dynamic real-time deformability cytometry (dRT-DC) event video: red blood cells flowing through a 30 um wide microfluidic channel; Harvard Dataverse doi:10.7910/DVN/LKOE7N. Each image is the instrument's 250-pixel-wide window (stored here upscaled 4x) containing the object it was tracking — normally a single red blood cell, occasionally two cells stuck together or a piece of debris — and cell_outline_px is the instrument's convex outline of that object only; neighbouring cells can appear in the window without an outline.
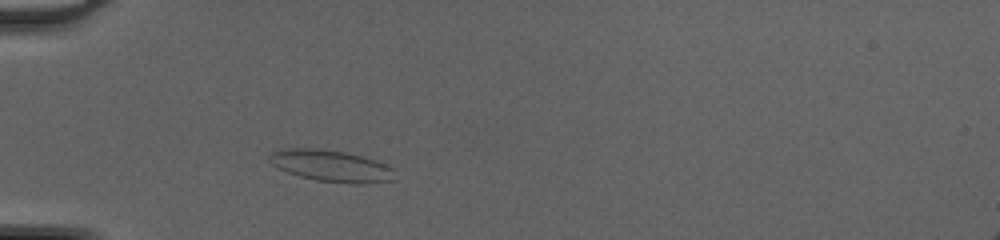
{"species": "common noctule bat (a hibernating species)", "species_latin": "Nyctalus noctula", "temperature_condition": "cold", "stored_images_in_passage": 40, "camera_frame_rate_fps": 3000, "um_per_image_px": 0.085, "animal": {"sex": "female", "body_mass_g": 20.0, "forearm_length_mm": 54.0}, "frame": {"image": 1, "passage_image": 7, "time_ms": 2.0, "image_size_px": [1000, 240], "cell_outline_px": [[396, 180], [364, 184], [352, 184], [316, 180], [300, 176], [276, 168], [268, 160], [268, 156], [272, 152], [280, 148], [320, 148], [344, 152], [376, 160], [396, 168]], "centroid_in_image_um": [28.19, 14.1], "position_along_channel_um": 56.8, "area_um2": 23.58}}
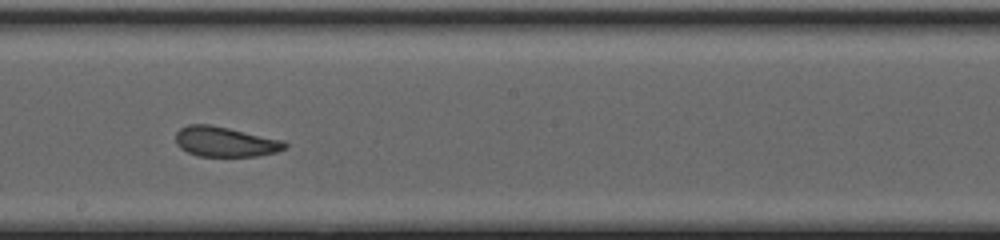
{"frame": {"image": 2, "passage_image": 20, "time_ms": 6.333, "image_size_px": [1000, 240], "cell_outline_px": [[288, 148], [276, 152], [256, 156], [196, 156], [180, 148], [176, 144], [176, 132], [180, 128], [188, 124], [208, 124], [228, 128], [284, 140], [288, 144]], "centroid_in_image_um": [19.15, 12.05], "position_along_channel_um": 229.1, "area_um2": 19.19}}
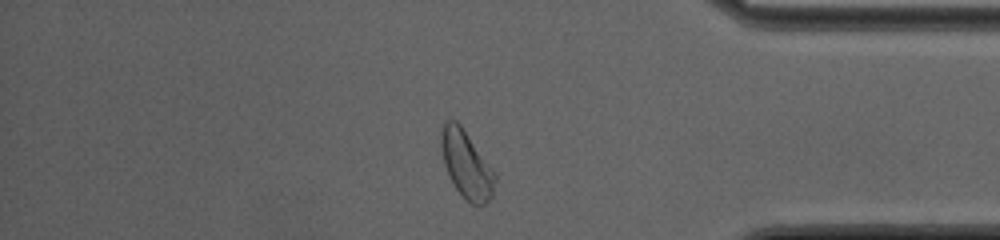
{"frame": {"image": 3, "passage_image": 33, "time_ms": 10.667, "image_size_px": [1000, 240], "cell_outline_px": [[496, 180], [492, 196], [484, 204], [472, 204], [456, 188], [444, 164], [440, 148], [440, 128], [444, 120], [456, 120], [460, 124], [496, 172]], "centroid_in_image_um": [39.64, 13.92], "position_along_channel_um": 395.6, "area_um2": 21.1}, "authors_computed_cell_mechanics": {"area_um2": 20.8658, "velocity_mm_per_s": 4.2581, "shape_relaxation_time_tau1_ms": 3.9032, "shape_relaxation_time_tau2_ms": 2.2433, "deformation_change_tau1": 0.0984, "deformation_change_tau2": 0.0954}}